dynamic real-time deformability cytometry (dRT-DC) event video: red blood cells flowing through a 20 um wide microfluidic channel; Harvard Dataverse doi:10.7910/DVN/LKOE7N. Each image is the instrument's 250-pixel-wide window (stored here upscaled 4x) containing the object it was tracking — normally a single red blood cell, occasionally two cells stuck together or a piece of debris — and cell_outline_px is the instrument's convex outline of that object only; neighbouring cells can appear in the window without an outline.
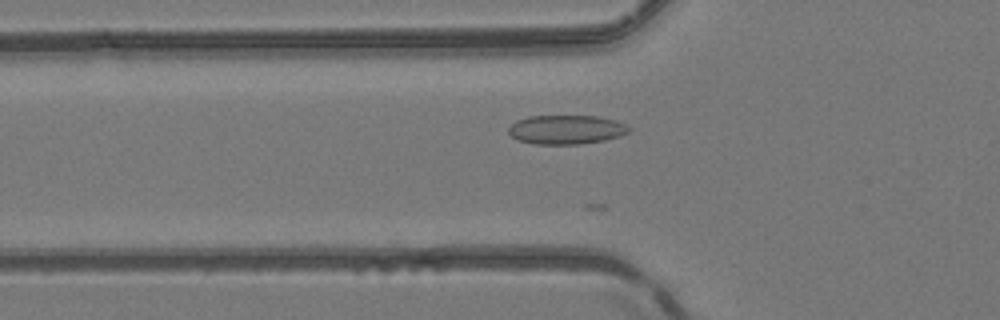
{"species": "common noctule bat (a hibernating species)", "species_latin": "Nyctalus noctula", "temperature_condition": "room temperature", "stored_images_in_passage": 13, "camera_frame_rate_fps": 3000, "um_per_image_px": 0.085, "animal": {"sex": "female", "body_mass_g": 24.6, "forearm_length_mm": 56.2}, "frame": {"image": 1, "passage_image": 8, "time_ms": 2.333, "image_size_px": [1000, 320], "cell_outline_px": [[632, 128], [628, 132], [620, 136], [604, 140], [580, 144], [532, 144], [516, 140], [508, 132], [508, 128], [516, 120], [528, 116], [596, 116], [616, 120], [628, 124]], "centroid_in_image_um": [48.14, 11.01], "position_along_channel_um": 77.7, "area_um2": 20.63}}
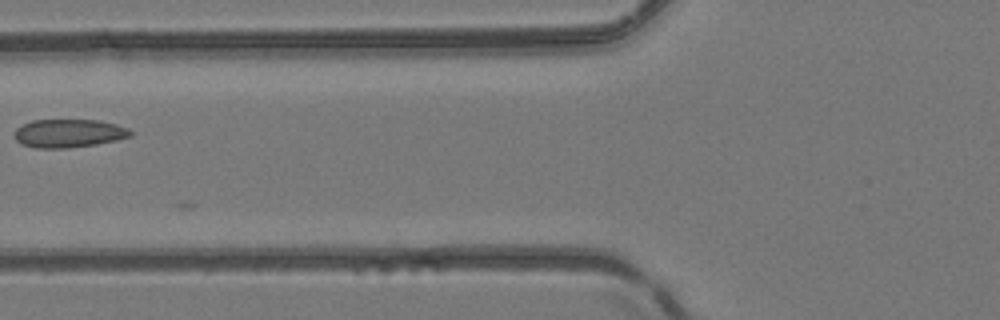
{"frame": {"image": 2, "passage_image": 11, "time_ms": 3.333, "image_size_px": [1000, 320], "cell_outline_px": [[132, 136], [116, 140], [96, 144], [68, 148], [36, 148], [20, 144], [16, 140], [16, 128], [32, 120], [96, 120], [116, 124], [128, 128], [132, 132]], "centroid_in_image_um": [5.85, 11.33], "position_along_channel_um": 119.9, "area_um2": 19.07}}